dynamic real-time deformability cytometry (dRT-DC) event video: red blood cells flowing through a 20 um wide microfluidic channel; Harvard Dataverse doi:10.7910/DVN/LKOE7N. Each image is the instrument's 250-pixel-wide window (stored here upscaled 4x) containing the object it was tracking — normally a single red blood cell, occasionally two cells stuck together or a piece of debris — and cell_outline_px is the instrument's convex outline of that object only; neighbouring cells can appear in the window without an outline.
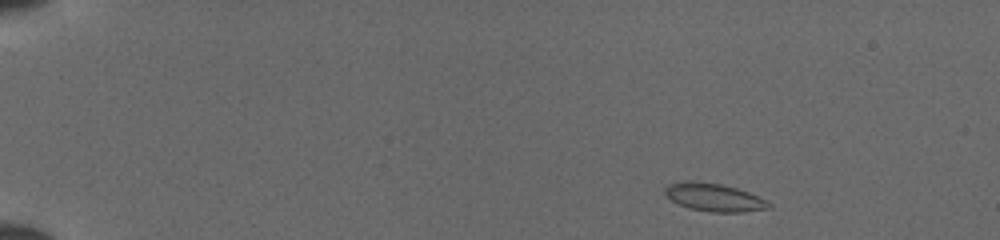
{"species": "common noctule bat (a hibernating species)", "species_latin": "Nyctalus noctula", "temperature_condition": "cold", "stored_images_in_passage": 45, "camera_frame_rate_fps": 3000, "um_per_image_px": 0.085, "animal": {"sex": "female", "body_mass_g": 19.5, "forearm_length_mm": 54.1}, "frame": {"image": 1, "passage_image": 2, "time_ms": 0.333, "image_size_px": [1000, 240], "cell_outline_px": [[772, 208], [744, 212], [712, 212], [688, 208], [672, 200], [664, 192], [664, 188], [668, 184], [684, 180], [692, 180], [720, 184], [736, 188], [748, 192], [772, 204]], "centroid_in_image_um": [60.68, 16.77], "position_along_channel_um": 24.3, "area_um2": 16.88}}
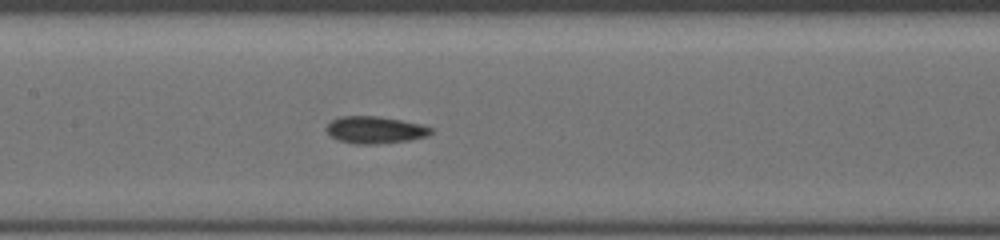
{"frame": {"image": 2, "passage_image": 21, "time_ms": 6.667, "image_size_px": [1000, 240], "cell_outline_px": [[432, 132], [428, 136], [408, 140], [376, 144], [356, 144], [336, 140], [324, 128], [332, 120], [340, 116], [380, 116], [420, 124], [432, 128]], "centroid_in_image_um": [31.85, 11.04], "position_along_channel_um": 175.5, "area_um2": 16.47}}
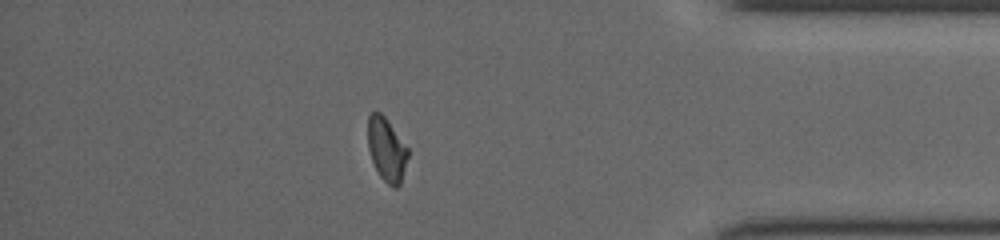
{"frame": {"image": 3, "passage_image": 39, "time_ms": 12.667, "image_size_px": [1000, 240], "cell_outline_px": [[408, 156], [400, 184], [396, 188], [392, 188], [380, 176], [372, 160], [368, 148], [368, 116], [372, 112], [380, 112], [384, 116], [408, 148]], "centroid_in_image_um": [32.86, 12.71], "position_along_channel_um": 402.3, "area_um2": 14.62}}